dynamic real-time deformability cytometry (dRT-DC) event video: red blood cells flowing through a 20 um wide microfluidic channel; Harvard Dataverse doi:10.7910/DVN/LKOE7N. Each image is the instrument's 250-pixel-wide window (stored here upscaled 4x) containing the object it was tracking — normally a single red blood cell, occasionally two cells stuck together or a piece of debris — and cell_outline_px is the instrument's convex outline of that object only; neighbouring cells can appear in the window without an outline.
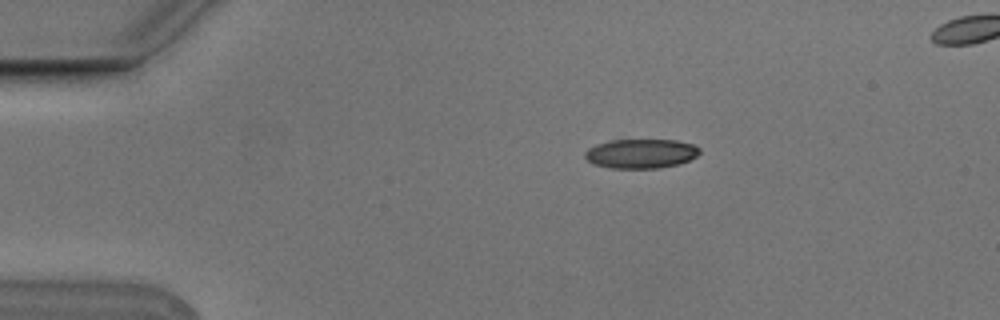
{"species": "Egyptian fruit bat (a non-hibernating species)", "species_latin": "Rousettus aegyptiacus", "temperature_condition": "cold", "stored_images_in_passage": 4, "camera_frame_rate_fps": 3000, "um_per_image_px": 0.085, "animal": {"sex": "male"}, "frame": {"image": 1, "passage_image": 1, "time_ms": 0.0, "image_size_px": [1000, 320], "cell_outline_px": [[700, 152], [696, 156], [680, 164], [660, 168], [608, 168], [596, 164], [588, 160], [584, 156], [584, 152], [588, 148], [596, 144], [612, 140], [676, 140], [692, 144], [700, 148]], "centroid_in_image_um": [54.48, 13.06], "position_along_channel_um": 30.5, "area_um2": 19.59}}